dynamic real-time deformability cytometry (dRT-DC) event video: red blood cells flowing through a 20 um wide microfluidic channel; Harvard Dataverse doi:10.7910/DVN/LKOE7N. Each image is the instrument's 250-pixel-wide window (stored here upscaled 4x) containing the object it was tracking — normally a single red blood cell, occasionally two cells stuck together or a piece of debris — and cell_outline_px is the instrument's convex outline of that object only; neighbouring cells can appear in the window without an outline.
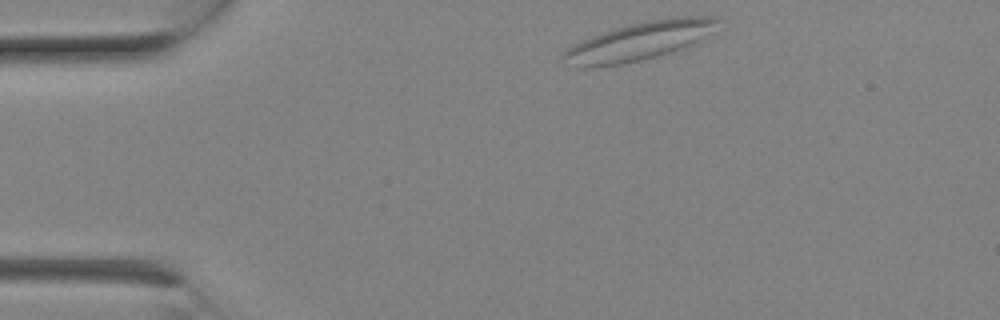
{"species": "Egyptian fruit bat (a non-hibernating species)", "species_latin": "Rousettus aegyptiacus", "temperature_condition": "room temperature", "stored_images_in_passage": 6, "camera_frame_rate_fps": 3000, "um_per_image_px": 0.085, "animal": {"sex": "female"}, "frame": {"image": 1, "passage_image": 1, "time_ms": 0.0, "image_size_px": [1000, 320], "cell_outline_px": [[720, 20], [696, 40], [684, 48], [656, 56], [640, 60], [620, 64], [592, 68], [576, 68], [560, 60], [560, 56], [568, 48], [592, 36], [628, 24], [676, 16], [712, 16]], "centroid_in_image_um": [54.2, 3.53], "position_along_channel_um": 30.8, "area_um2": 33.58}}